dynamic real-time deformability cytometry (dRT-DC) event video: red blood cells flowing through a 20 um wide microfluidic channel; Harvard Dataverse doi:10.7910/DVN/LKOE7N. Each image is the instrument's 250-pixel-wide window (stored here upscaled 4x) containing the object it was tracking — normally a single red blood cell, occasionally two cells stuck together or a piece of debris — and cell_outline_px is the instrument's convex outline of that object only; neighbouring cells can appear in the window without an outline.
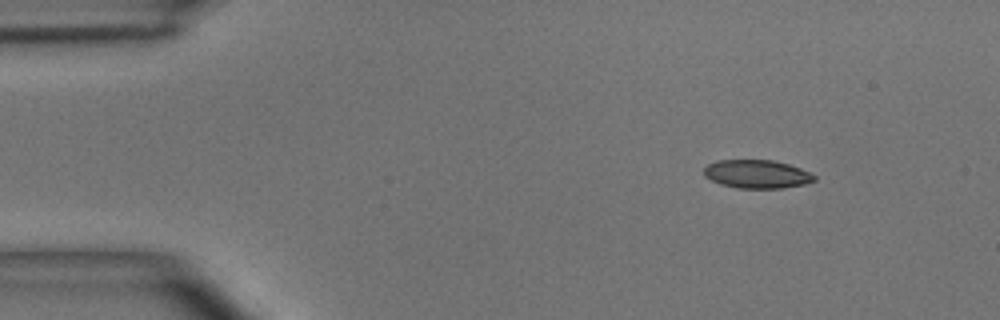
{"species": "common noctule bat (a hibernating species)", "species_latin": "Nyctalus noctula", "temperature_condition": "room temperature", "stored_images_in_passage": 25, "camera_frame_rate_fps": 3000, "um_per_image_px": 0.085, "animal": {"sex": "male", "body_mass_g": 15.6}, "frame": {"image": 1, "passage_image": 1, "time_ms": 0.0, "image_size_px": [1000, 320], "cell_outline_px": [[816, 180], [804, 184], [784, 188], [736, 188], [720, 184], [704, 176], [704, 168], [708, 164], [716, 160], [772, 160], [788, 164], [800, 168], [816, 176]], "centroid_in_image_um": [64.32, 14.8], "position_along_channel_um": 20.7, "area_um2": 18.26}}
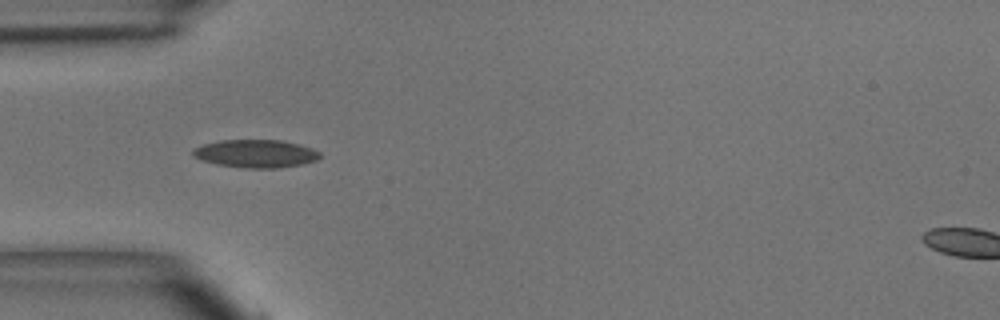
{"frame": {"image": 2, "passage_image": 10, "time_ms": 3.0, "image_size_px": [1000, 320], "cell_outline_px": [[320, 156], [316, 160], [300, 164], [276, 168], [244, 168], [216, 164], [200, 160], [192, 156], [192, 148], [204, 144], [220, 140], [280, 140], [300, 144], [312, 148], [320, 152]], "centroid_in_image_um": [21.69, 13.05], "position_along_channel_um": 63.3, "area_um2": 20.75}}
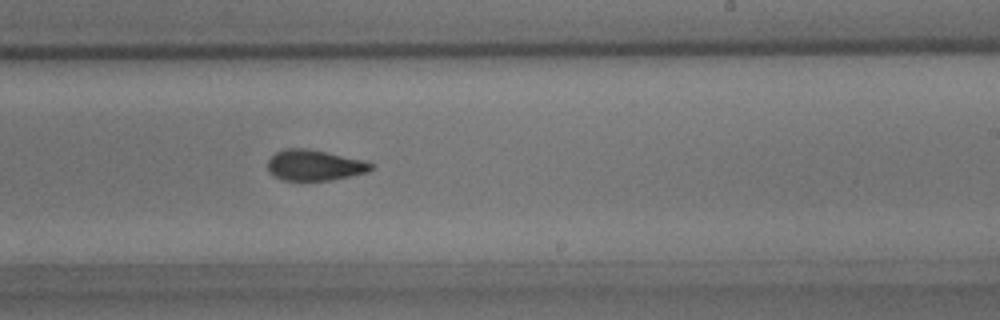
{"frame": {"image": 3, "passage_image": 25, "time_ms": 8.0, "image_size_px": [1000, 320], "cell_outline_px": [[372, 168], [368, 172], [332, 180], [284, 180], [272, 176], [268, 172], [268, 160], [276, 152], [284, 148], [304, 148], [324, 152], [360, 160], [372, 164]], "centroid_in_image_um": [26.66, 14.06], "position_along_channel_um": 262.3, "area_um2": 18.21}}